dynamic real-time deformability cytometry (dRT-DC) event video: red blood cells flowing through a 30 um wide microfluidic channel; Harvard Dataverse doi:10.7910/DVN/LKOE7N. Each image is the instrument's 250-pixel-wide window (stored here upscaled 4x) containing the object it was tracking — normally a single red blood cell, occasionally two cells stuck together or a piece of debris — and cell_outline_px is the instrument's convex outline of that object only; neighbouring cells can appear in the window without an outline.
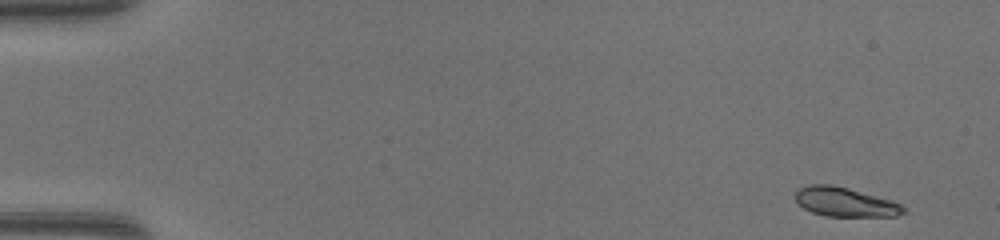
{"species": "common noctule bat (a hibernating species)", "species_latin": "Nyctalus noctula", "temperature_condition": "warm", "stored_images_in_passage": 46, "camera_frame_rate_fps": 3000, "um_per_image_px": 0.085, "animal": {"sex": "female", "body_mass_g": 17.0, "forearm_length_mm": 48.0}, "frame": {"image": 1, "passage_image": 1, "time_ms": 0.0, "image_size_px": [1000, 240], "cell_outline_px": [[908, 212], [896, 216], [824, 216], [812, 212], [796, 204], [796, 188], [808, 184], [832, 184], [848, 188], [892, 200], [900, 204]], "centroid_in_image_um": [71.8, 17.16], "position_along_channel_um": 13.2, "area_um2": 18.61}}
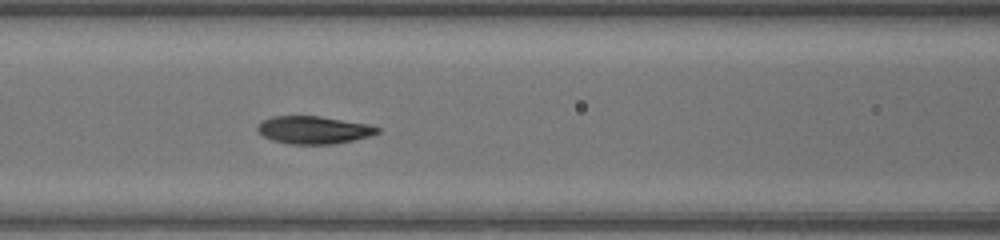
{"frame": {"image": 2, "passage_image": 20, "time_ms": 6.333, "image_size_px": [1000, 240], "cell_outline_px": [[380, 132], [368, 136], [352, 140], [332, 144], [288, 144], [272, 140], [264, 136], [256, 128], [256, 124], [260, 120], [272, 116], [320, 116], [372, 124], [380, 128]], "centroid_in_image_um": [26.65, 11.03], "position_along_channel_um": 140.0, "area_um2": 19.54}}
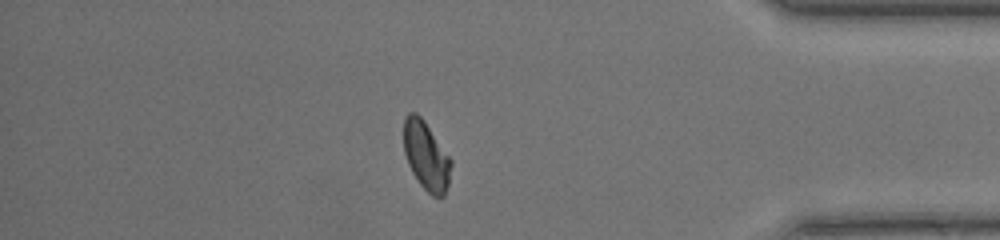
{"frame": {"image": 3, "passage_image": 40, "time_ms": 13.0, "image_size_px": [1000, 240], "cell_outline_px": [[452, 164], [448, 184], [444, 196], [432, 196], [420, 184], [412, 172], [408, 164], [404, 152], [404, 116], [408, 112], [416, 112], [424, 120], [452, 160]], "centroid_in_image_um": [36.22, 13.22], "position_along_channel_um": 399.0, "area_um2": 18.9}, "authors_computed_cell_mechanics": {"area_um2": 19.0162, "velocity_mm_per_s": 4.3424, "shape_relaxation_time_tau1_ms": 3.3166, "shape_relaxation_time_tau2_ms": 0.8216, "deformation_change_tau1": 0.1524, "deformation_change_tau2": 0.0435}}